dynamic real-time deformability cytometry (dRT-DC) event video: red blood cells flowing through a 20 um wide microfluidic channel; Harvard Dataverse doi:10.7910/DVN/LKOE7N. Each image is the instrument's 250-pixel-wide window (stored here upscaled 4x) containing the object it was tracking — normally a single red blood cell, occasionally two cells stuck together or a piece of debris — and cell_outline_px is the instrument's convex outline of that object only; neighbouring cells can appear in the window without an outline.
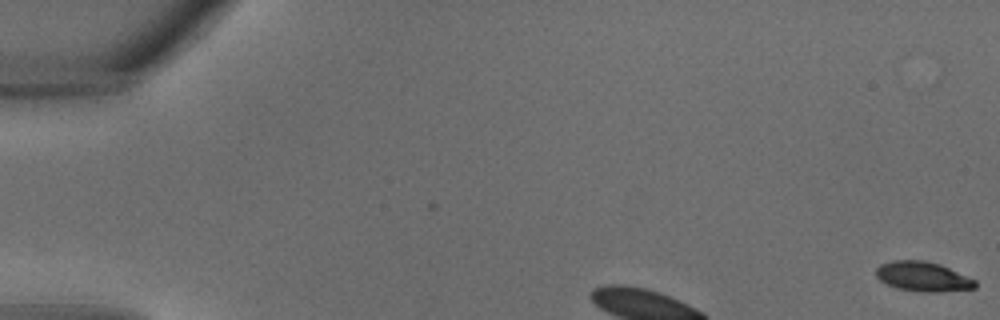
{"species": "common noctule bat (a hibernating species)", "species_latin": "Nyctalus noctula", "temperature_condition": "warm", "stored_images_in_passage": 4, "camera_frame_rate_fps": 3000, "um_per_image_px": 0.085, "animal": {"sex": "male", "body_mass_g": 18.8}, "frame": {"image": 1, "passage_image": 1, "time_ms": 0.0, "image_size_px": [1000, 320], "cell_outline_px": [[976, 288], [940, 292], [924, 292], [896, 288], [880, 280], [876, 276], [876, 268], [880, 264], [892, 260], [924, 260], [940, 264], [976, 280]], "centroid_in_image_um": [78.44, 23.5], "position_along_channel_um": 6.6, "area_um2": 17.17}}